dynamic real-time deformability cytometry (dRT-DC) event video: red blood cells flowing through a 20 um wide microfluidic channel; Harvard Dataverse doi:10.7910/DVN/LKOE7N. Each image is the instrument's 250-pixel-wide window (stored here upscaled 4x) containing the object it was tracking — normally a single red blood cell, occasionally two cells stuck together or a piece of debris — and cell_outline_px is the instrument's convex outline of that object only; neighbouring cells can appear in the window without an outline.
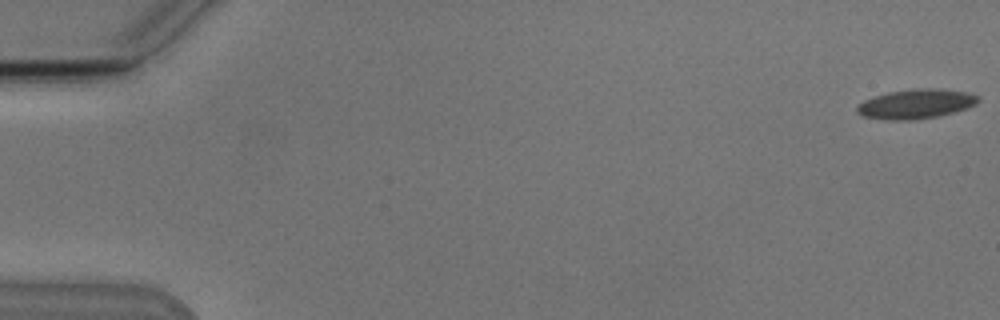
{"species": "Egyptian fruit bat (a non-hibernating species)", "species_latin": "Rousettus aegyptiacus", "temperature_condition": "cold", "stored_images_in_passage": 18, "camera_frame_rate_fps": 3000, "um_per_image_px": 0.085, "animal": {"sex": "male"}, "frame": {"image": 1, "passage_image": 1, "time_ms": 0.0, "image_size_px": [1000, 320], "cell_outline_px": [[980, 100], [976, 104], [956, 112], [916, 120], [884, 120], [864, 116], [856, 112], [856, 104], [864, 100], [888, 92], [916, 88], [936, 88], [972, 92], [980, 96]], "centroid_in_image_um": [77.88, 8.83], "position_along_channel_um": 7.1, "area_um2": 21.15}}
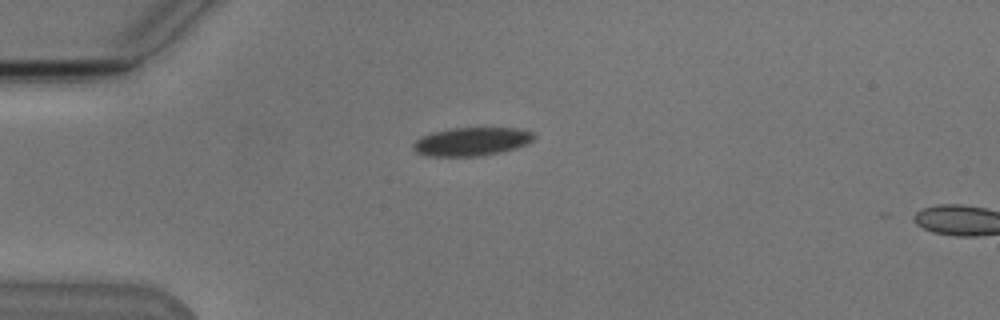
{"frame": {"image": 2, "passage_image": 15, "time_ms": 4.667, "image_size_px": [1000, 320], "cell_outline_px": [[536, 136], [528, 144], [516, 148], [500, 152], [480, 156], [428, 156], [416, 152], [412, 148], [412, 144], [420, 136], [432, 132], [452, 128], [520, 128], [532, 132]], "centroid_in_image_um": [40.08, 12.03], "position_along_channel_um": 44.9, "area_um2": 20.11}}